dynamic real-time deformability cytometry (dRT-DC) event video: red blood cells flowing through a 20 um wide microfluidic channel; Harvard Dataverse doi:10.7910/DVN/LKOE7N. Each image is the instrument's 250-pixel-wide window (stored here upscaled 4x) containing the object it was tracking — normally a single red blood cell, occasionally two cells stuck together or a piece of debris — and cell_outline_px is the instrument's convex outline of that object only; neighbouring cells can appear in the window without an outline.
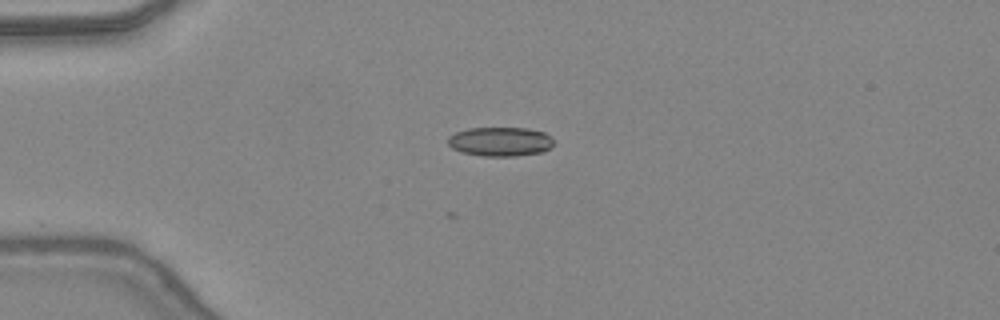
{"species": "common noctule bat (a hibernating species)", "species_latin": "Nyctalus noctula", "temperature_condition": "warm", "stored_images_in_passage": 35, "camera_frame_rate_fps": 3000, "um_per_image_px": 0.085, "animal": {"sex": "female", "body_mass_g": 24.6, "forearm_length_mm": 56.2}, "frame": {"image": 1, "passage_image": 1, "time_ms": 0.0, "image_size_px": [1000, 320], "cell_outline_px": [[556, 144], [544, 152], [516, 156], [480, 156], [460, 152], [452, 148], [448, 144], [448, 136], [456, 132], [468, 128], [528, 128], [544, 132], [552, 136], [556, 140]], "centroid_in_image_um": [42.57, 12.04], "position_along_channel_um": 42.4, "area_um2": 18.44}}
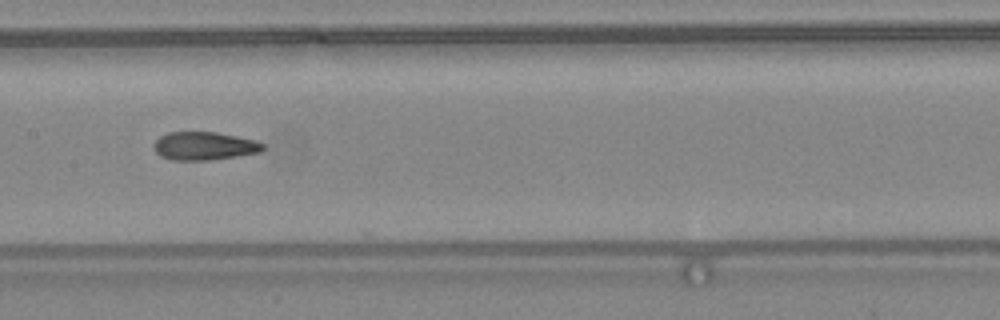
{"frame": {"image": 2, "passage_image": 13, "time_ms": 4.0, "image_size_px": [1000, 320], "cell_outline_px": [[264, 148], [260, 152], [236, 156], [208, 160], [172, 160], [160, 156], [156, 152], [152, 144], [160, 136], [168, 132], [216, 132], [256, 140], [264, 144]], "centroid_in_image_um": [17.34, 12.4], "position_along_channel_um": 190.1, "area_um2": 17.92}}
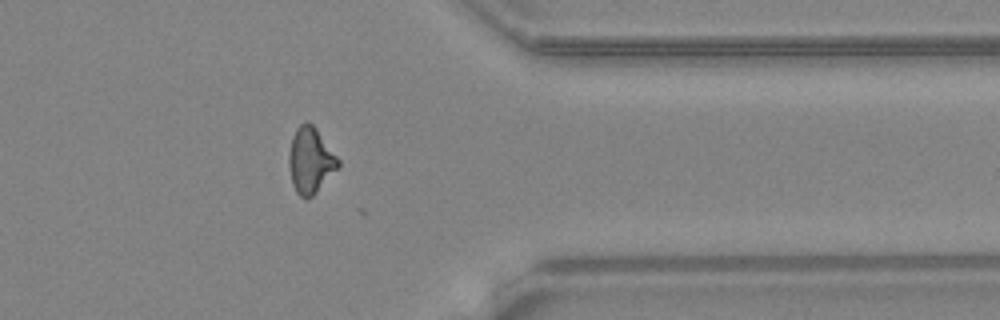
{"frame": {"image": 3, "passage_image": 27, "time_ms": 8.667, "image_size_px": [1000, 320], "cell_outline_px": [[340, 168], [308, 200], [300, 196], [296, 192], [292, 184], [288, 164], [288, 156], [292, 136], [296, 128], [300, 124], [308, 120], [316, 128], [340, 160]], "centroid_in_image_um": [26.39, 13.64], "position_along_channel_um": 385.0, "area_um2": 19.19}, "authors_computed_cell_mechanics": {"area_um2": 18.4382, "velocity_mm_per_s": 4.4375, "shape_relaxation_time_tau1_ms": null, "shape_relaxation_time_tau2_ms": 1.9792, "deformation_change_tau1": null, "deformation_change_tau2": 0.086}}